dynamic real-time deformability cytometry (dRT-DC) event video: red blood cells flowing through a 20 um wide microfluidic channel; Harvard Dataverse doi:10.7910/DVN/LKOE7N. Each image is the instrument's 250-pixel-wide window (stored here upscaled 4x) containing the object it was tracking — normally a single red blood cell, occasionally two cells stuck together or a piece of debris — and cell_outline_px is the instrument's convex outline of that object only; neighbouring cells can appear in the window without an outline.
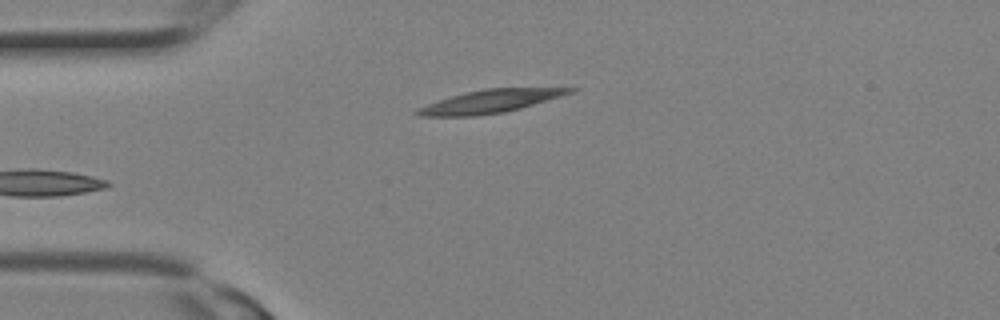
{"species": "Egyptian fruit bat (a non-hibernating species)", "species_latin": "Rousettus aegyptiacus", "temperature_condition": "room temperature", "stored_images_in_passage": 2, "camera_frame_rate_fps": 3000, "um_per_image_px": 0.085, "animal": {"sex": "female"}, "frame": {"image": 1, "passage_image": 2, "time_ms": 0.333, "image_size_px": [1000, 320], "cell_outline_px": [[576, 88], [572, 92], [560, 96], [520, 108], [504, 112], [476, 116], [416, 116], [412, 112], [416, 108], [464, 92], [488, 88]], "centroid_in_image_um": [41.57, 8.63], "position_along_channel_um": 43.4, "area_um2": 20.17}}